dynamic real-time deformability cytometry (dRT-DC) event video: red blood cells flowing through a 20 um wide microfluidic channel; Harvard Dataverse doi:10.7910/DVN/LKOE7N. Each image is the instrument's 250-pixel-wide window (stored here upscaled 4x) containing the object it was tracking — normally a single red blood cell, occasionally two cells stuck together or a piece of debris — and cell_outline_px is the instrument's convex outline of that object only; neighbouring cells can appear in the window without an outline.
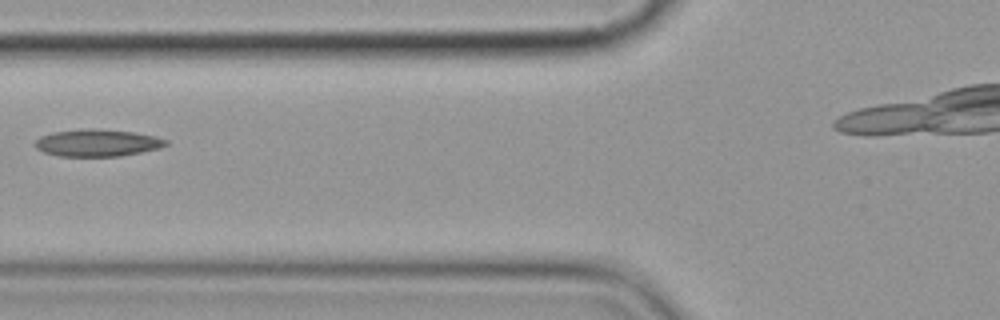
{"species": "common noctule bat (a hibernating species)", "species_latin": "Nyctalus noctula", "temperature_condition": "cold", "stored_images_in_passage": 7, "segment_of_instrument_passage": [1, 2], "camera_frame_rate_fps": 3000, "um_per_image_px": 0.085, "animal": {"sex": "female", "body_mass_g": 19.9}, "frame": {"image": 1, "passage_image": 5, "time_ms": 4.667, "image_size_px": [1000, 320], "cell_outline_px": [[168, 144], [160, 148], [120, 156], [60, 156], [44, 152], [36, 148], [32, 144], [40, 136], [52, 132], [80, 128], [96, 128], [132, 132], [156, 136], [168, 140]], "centroid_in_image_um": [8.25, 12.13], "position_along_channel_um": 117.6, "area_um2": 20.87}}
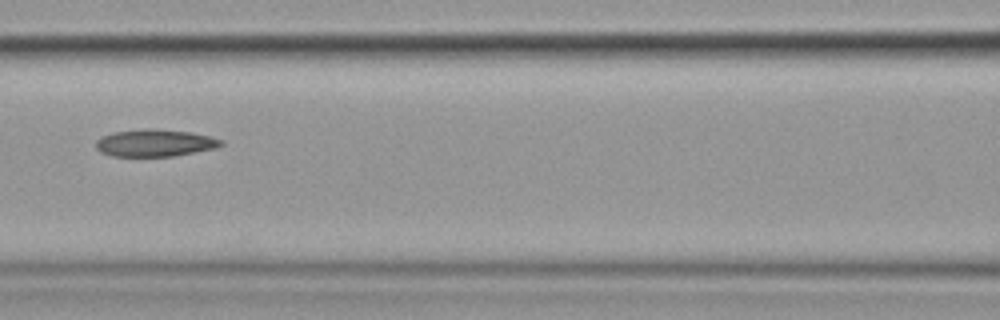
{"frame": {"image": 2, "passage_image": 6, "time_ms": 5.667, "image_size_px": [1000, 320], "cell_outline_px": [[224, 144], [216, 148], [172, 156], [112, 156], [100, 152], [96, 148], [96, 140], [100, 136], [112, 132], [144, 128], [152, 128], [192, 132], [224, 140]], "centroid_in_image_um": [13.14, 12.14], "position_along_channel_um": 153.5, "area_um2": 20.0}}